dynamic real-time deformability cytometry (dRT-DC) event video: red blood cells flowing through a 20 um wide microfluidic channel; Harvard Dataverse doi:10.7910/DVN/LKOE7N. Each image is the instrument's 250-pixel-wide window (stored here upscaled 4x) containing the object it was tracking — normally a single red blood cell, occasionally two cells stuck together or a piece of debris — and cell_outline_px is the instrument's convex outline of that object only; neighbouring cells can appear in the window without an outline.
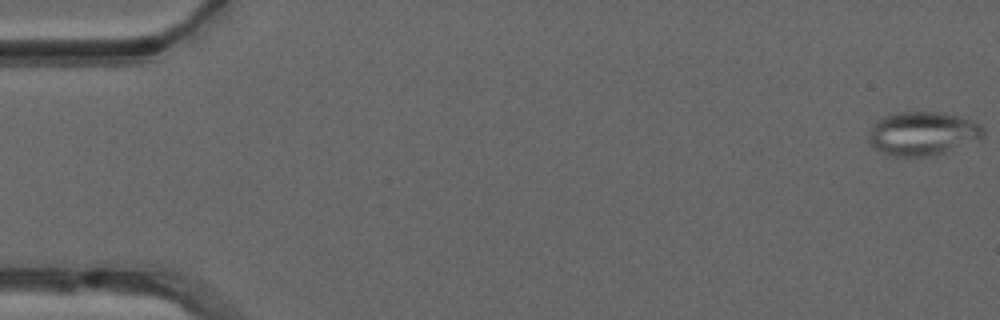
{"species": "common noctule bat (a hibernating species)", "species_latin": "Nyctalus noctula", "temperature_condition": "warm", "stored_images_in_passage": 14, "camera_frame_rate_fps": 3000, "um_per_image_px": 0.085, "animal": {"sex": "male", "forearm_length_mm": 52.5}, "frame": {"image": 1, "passage_image": 1, "time_ms": 0.0, "image_size_px": [1000, 320], "cell_outline_px": [[984, 136], [980, 140], [944, 152], [928, 156], [896, 156], [884, 152], [868, 144], [868, 132], [872, 124], [876, 120], [884, 116], [900, 112], [936, 112], [964, 116], [980, 124], [984, 128]], "centroid_in_image_um": [78.44, 11.33], "position_along_channel_um": 6.6, "area_um2": 29.36}}